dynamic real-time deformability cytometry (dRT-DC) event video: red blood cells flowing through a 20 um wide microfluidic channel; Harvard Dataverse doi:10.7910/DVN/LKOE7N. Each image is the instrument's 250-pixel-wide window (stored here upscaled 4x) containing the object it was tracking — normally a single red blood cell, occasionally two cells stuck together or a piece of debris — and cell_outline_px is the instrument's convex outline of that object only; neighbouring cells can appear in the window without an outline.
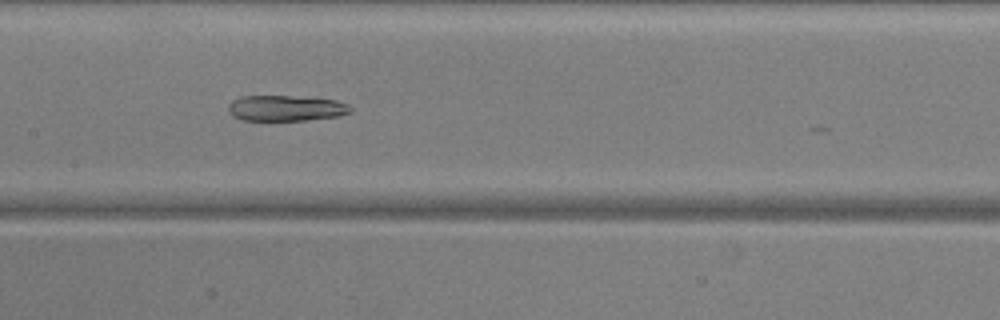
{"species": "common noctule bat (a hibernating species)", "species_latin": "Nyctalus noctula", "temperature_condition": "warm", "stored_images_in_passage": 33, "camera_frame_rate_fps": 3000, "um_per_image_px": 0.085, "animal": {"sex": "male", "body_mass_g": 20.5, "forearm_length_mm": 52.5}, "frame": {"image": 1, "passage_image": 25, "time_ms": 8.0, "image_size_px": [1000, 320], "cell_outline_px": [[352, 112], [336, 116], [308, 120], [244, 120], [232, 116], [228, 112], [228, 104], [232, 100], [240, 96], [288, 96], [336, 100], [348, 104], [352, 108]], "centroid_in_image_um": [24.27, 9.19], "position_along_channel_um": 183.1, "area_um2": 18.26}}